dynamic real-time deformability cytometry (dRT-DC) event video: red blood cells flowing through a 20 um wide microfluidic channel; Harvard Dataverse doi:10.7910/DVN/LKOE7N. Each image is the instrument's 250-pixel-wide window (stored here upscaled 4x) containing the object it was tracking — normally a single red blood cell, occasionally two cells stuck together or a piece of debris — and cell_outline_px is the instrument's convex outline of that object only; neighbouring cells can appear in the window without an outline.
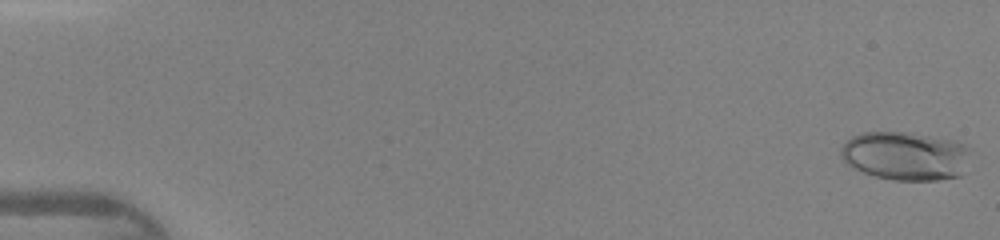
{"species": "human", "species_latin": "Homo sapiens", "temperature_condition": "warm", "stored_images_in_passage": 46, "camera_frame_rate_fps": 3000, "um_per_image_px": 0.085, "donor": {"sex": "female"}, "frame": {"image": 1, "passage_image": 1, "time_ms": 0.0, "image_size_px": [1000, 240], "cell_outline_px": [[972, 148], [960, 176], [936, 180], [892, 180], [876, 176], [864, 172], [844, 164], [840, 156], [840, 148], [852, 136], [860, 132], [912, 132], [952, 140], [968, 144]], "centroid_in_image_um": [76.95, 13.23], "position_along_channel_um": 8.0, "area_um2": 37.11}}
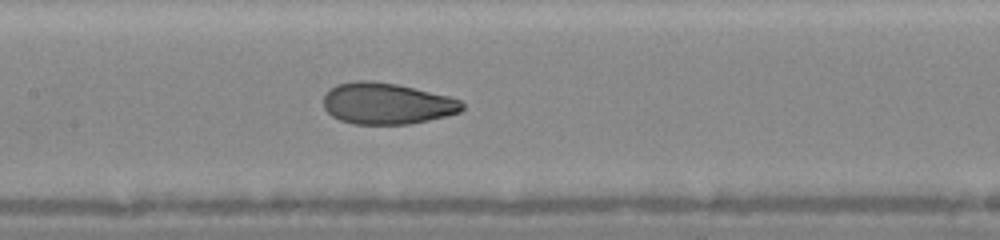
{"frame": {"image": 2, "passage_image": 23, "time_ms": 7.333, "image_size_px": [1000, 240], "cell_outline_px": [[464, 108], [460, 112], [428, 120], [408, 124], [352, 124], [340, 120], [332, 116], [324, 108], [324, 96], [336, 84], [356, 80], [372, 80], [396, 84], [448, 96], [460, 100], [464, 104]], "centroid_in_image_um": [32.86, 8.8], "position_along_channel_um": 174.5, "area_um2": 33.29}}
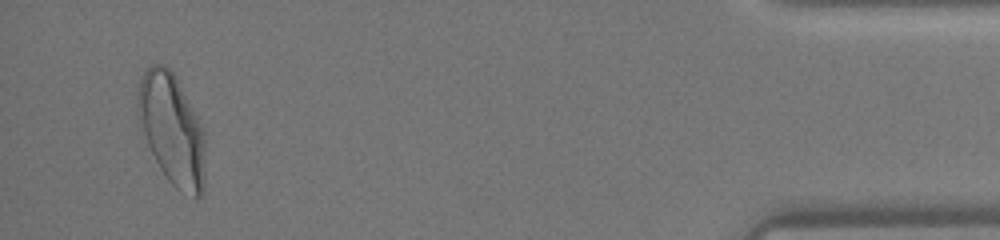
{"frame": {"image": 3, "passage_image": 44, "time_ms": 14.333, "image_size_px": [1000, 240], "cell_outline_px": [[204, 188], [200, 196], [196, 196], [180, 192], [168, 180], [160, 168], [140, 128], [136, 104], [136, 96], [140, 76], [152, 64], [164, 64], [176, 76], [200, 120], [204, 128]], "centroid_in_image_um": [14.6, 10.95], "position_along_channel_um": 420.6, "area_um2": 43.81}}